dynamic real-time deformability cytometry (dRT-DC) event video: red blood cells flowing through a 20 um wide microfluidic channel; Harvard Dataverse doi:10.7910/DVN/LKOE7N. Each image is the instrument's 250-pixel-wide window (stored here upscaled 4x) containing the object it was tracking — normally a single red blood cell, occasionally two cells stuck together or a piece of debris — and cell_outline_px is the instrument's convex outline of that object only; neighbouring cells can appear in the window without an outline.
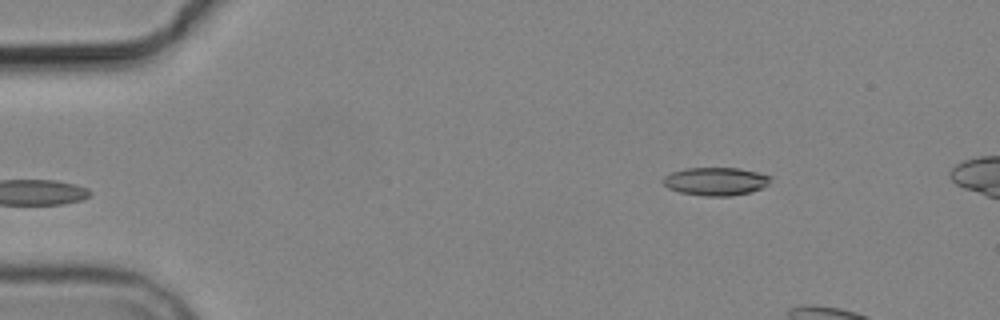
{"species": "common noctule bat (a hibernating species)", "species_latin": "Nyctalus noctula", "temperature_condition": "cold", "stored_images_in_passage": 3, "camera_frame_rate_fps": 3000, "um_per_image_px": 0.085, "animal": {"sex": "male", "body_mass_g": 19.2, "forearm_length_mm": 51.8}, "frame": {"image": 1, "passage_image": 3, "time_ms": 2.333, "image_size_px": [1000, 320], "cell_outline_px": [[772, 176], [768, 184], [764, 188], [752, 192], [732, 196], [704, 196], [680, 192], [668, 188], [660, 180], [664, 176], [672, 172], [684, 168], [740, 168]], "centroid_in_image_um": [60.84, 15.42], "position_along_channel_um": 24.2, "area_um2": 17.8}}